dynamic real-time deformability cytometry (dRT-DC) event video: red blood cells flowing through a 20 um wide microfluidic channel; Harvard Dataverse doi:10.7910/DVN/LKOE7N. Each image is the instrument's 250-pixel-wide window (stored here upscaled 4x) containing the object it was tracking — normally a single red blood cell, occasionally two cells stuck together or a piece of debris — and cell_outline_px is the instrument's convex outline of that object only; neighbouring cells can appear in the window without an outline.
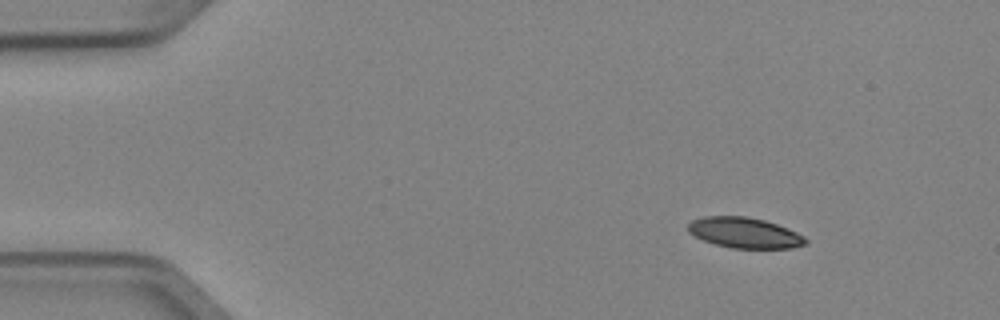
{"species": "Egyptian fruit bat (a non-hibernating species)", "species_latin": "Rousettus aegyptiacus", "temperature_condition": "cold", "stored_images_in_passage": 6, "camera_frame_rate_fps": 3000, "um_per_image_px": 0.085, "animal": {"sex": "female"}, "frame": {"image": 1, "passage_image": 1, "time_ms": 0.0, "image_size_px": [1000, 320], "cell_outline_px": [[808, 244], [792, 248], [732, 248], [716, 244], [704, 240], [688, 232], [688, 224], [692, 220], [704, 216], [748, 216], [764, 220], [776, 224], [796, 232], [804, 236], [808, 240]], "centroid_in_image_um": [63.31, 19.78], "position_along_channel_um": 21.7, "area_um2": 20.87}}
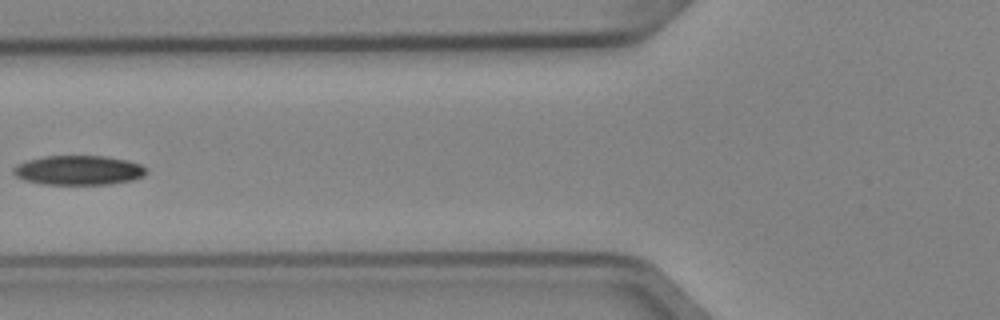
{"frame": {"image": 2, "passage_image": 5, "time_ms": 1.333, "image_size_px": [1000, 320], "cell_outline_px": [[148, 172], [144, 176], [132, 180], [108, 184], [44, 184], [24, 180], [16, 176], [12, 172], [12, 168], [16, 164], [28, 160], [44, 156], [104, 156], [124, 160], [140, 164], [148, 168]], "centroid_in_image_um": [6.67, 14.47], "position_along_channel_um": 119.1, "area_um2": 22.83}}
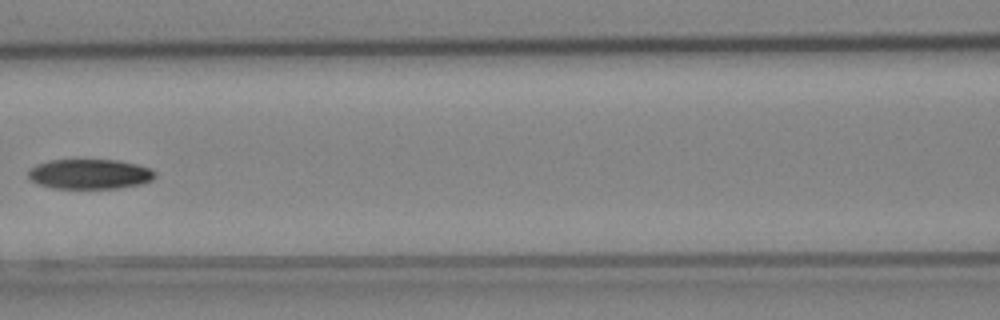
{"frame": {"image": 3, "passage_image": 6, "time_ms": 1.667, "image_size_px": [1000, 320], "cell_outline_px": [[156, 176], [152, 180], [140, 184], [120, 188], [52, 188], [36, 184], [28, 176], [28, 168], [36, 164], [48, 160], [116, 160], [136, 164], [152, 168], [156, 172]], "centroid_in_image_um": [7.61, 14.79], "position_along_channel_um": 159.0, "area_um2": 22.31}}